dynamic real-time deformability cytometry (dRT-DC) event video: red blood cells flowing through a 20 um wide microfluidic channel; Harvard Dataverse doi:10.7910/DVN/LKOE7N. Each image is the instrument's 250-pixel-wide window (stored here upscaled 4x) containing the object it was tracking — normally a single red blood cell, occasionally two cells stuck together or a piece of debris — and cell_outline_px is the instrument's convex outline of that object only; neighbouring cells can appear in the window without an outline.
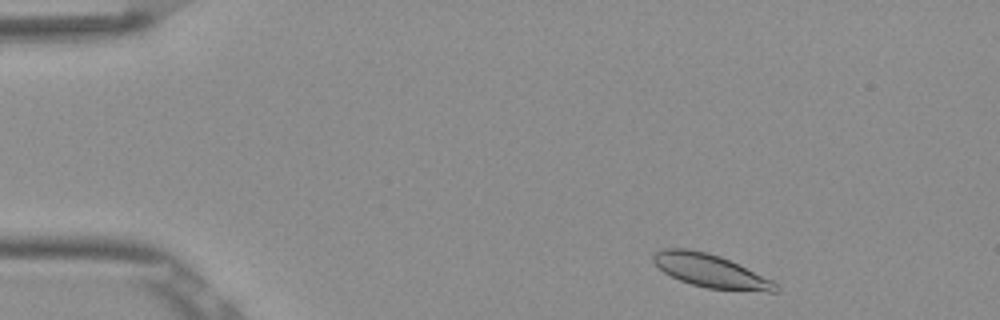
{"species": "Egyptian fruit bat (a non-hibernating species)", "species_latin": "Rousettus aegyptiacus", "temperature_condition": "room temperature", "stored_images_in_passage": 48, "camera_frame_rate_fps": 3000, "um_per_image_px": 0.085, "frame": {"image": 1, "passage_image": 2, "time_ms": 0.333, "image_size_px": [1000, 320], "cell_outline_px": [[780, 292], [768, 292], [708, 288], [692, 284], [680, 280], [664, 272], [652, 260], [652, 256], [656, 252], [664, 248], [688, 248], [708, 252], [720, 256], [772, 280], [780, 288]], "centroid_in_image_um": [60.41, 23.02], "position_along_channel_um": 24.6, "area_um2": 23.47}}
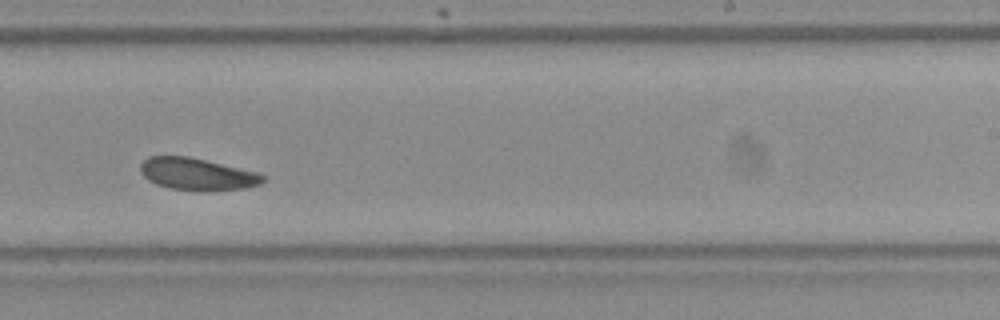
{"frame": {"image": 2, "passage_image": 28, "time_ms": 9.0, "image_size_px": [1000, 320], "cell_outline_px": [[264, 180], [260, 184], [248, 188], [208, 192], [200, 192], [168, 188], [156, 184], [148, 180], [140, 172], [140, 164], [148, 156], [188, 156], [260, 172], [264, 176]], "centroid_in_image_um": [16.78, 14.82], "position_along_channel_um": 272.2, "area_um2": 23.47}}
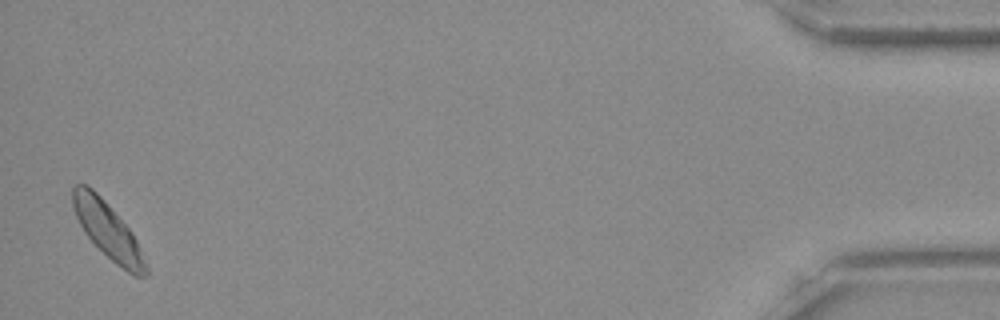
{"frame": {"image": 3, "passage_image": 47, "time_ms": 15.333, "image_size_px": [1000, 320], "cell_outline_px": [[148, 276], [136, 276], [128, 272], [116, 264], [84, 232], [72, 208], [72, 188], [76, 184], [88, 184], [104, 200], [132, 232], [136, 240], [148, 268]], "centroid_in_image_um": [9.15, 19.56], "position_along_channel_um": 426.1, "area_um2": 23.35}, "authors_computed_cell_mechanics": {"area_um2": 23.6691, "velocity_mm_per_s": 3.7877, "shape_relaxation_time_tau1_ms": 1.6584, "shape_relaxation_time_tau2_ms": null, "deformation_change_tau1": 0.0578, "deformation_change_tau2": null}}